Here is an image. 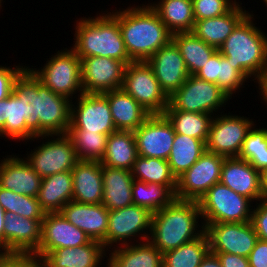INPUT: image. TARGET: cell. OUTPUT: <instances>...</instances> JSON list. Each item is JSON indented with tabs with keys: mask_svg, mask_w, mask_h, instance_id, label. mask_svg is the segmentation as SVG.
Wrapping results in <instances>:
<instances>
[{
	"mask_svg": "<svg viewBox=\"0 0 267 267\" xmlns=\"http://www.w3.org/2000/svg\"><path fill=\"white\" fill-rule=\"evenodd\" d=\"M67 135L73 142L78 160L101 162L109 135L83 130H68Z\"/></svg>",
	"mask_w": 267,
	"mask_h": 267,
	"instance_id": "40",
	"label": "cell"
},
{
	"mask_svg": "<svg viewBox=\"0 0 267 267\" xmlns=\"http://www.w3.org/2000/svg\"><path fill=\"white\" fill-rule=\"evenodd\" d=\"M75 106L71 102L70 127L68 130H83L110 135L116 131L108 99L103 94H78Z\"/></svg>",
	"mask_w": 267,
	"mask_h": 267,
	"instance_id": "15",
	"label": "cell"
},
{
	"mask_svg": "<svg viewBox=\"0 0 267 267\" xmlns=\"http://www.w3.org/2000/svg\"><path fill=\"white\" fill-rule=\"evenodd\" d=\"M54 136L57 138H54ZM47 137H52L53 140L48 139V141L44 142L45 144L43 143L36 147L34 151H31L30 155L27 154L28 156L25 160L41 178L71 171L79 160L69 136L67 134L43 135L36 136L32 140H40V138L43 140V138L46 139Z\"/></svg>",
	"mask_w": 267,
	"mask_h": 267,
	"instance_id": "10",
	"label": "cell"
},
{
	"mask_svg": "<svg viewBox=\"0 0 267 267\" xmlns=\"http://www.w3.org/2000/svg\"><path fill=\"white\" fill-rule=\"evenodd\" d=\"M224 159V156L205 151L177 178L176 199L198 202L214 184L220 182Z\"/></svg>",
	"mask_w": 267,
	"mask_h": 267,
	"instance_id": "12",
	"label": "cell"
},
{
	"mask_svg": "<svg viewBox=\"0 0 267 267\" xmlns=\"http://www.w3.org/2000/svg\"><path fill=\"white\" fill-rule=\"evenodd\" d=\"M237 3L236 0H192L195 21L222 16Z\"/></svg>",
	"mask_w": 267,
	"mask_h": 267,
	"instance_id": "44",
	"label": "cell"
},
{
	"mask_svg": "<svg viewBox=\"0 0 267 267\" xmlns=\"http://www.w3.org/2000/svg\"><path fill=\"white\" fill-rule=\"evenodd\" d=\"M42 220L6 214L5 252L8 255H33L39 249L41 242Z\"/></svg>",
	"mask_w": 267,
	"mask_h": 267,
	"instance_id": "20",
	"label": "cell"
},
{
	"mask_svg": "<svg viewBox=\"0 0 267 267\" xmlns=\"http://www.w3.org/2000/svg\"><path fill=\"white\" fill-rule=\"evenodd\" d=\"M251 222L258 239L267 241V198L260 200L259 204H256V208L254 206Z\"/></svg>",
	"mask_w": 267,
	"mask_h": 267,
	"instance_id": "46",
	"label": "cell"
},
{
	"mask_svg": "<svg viewBox=\"0 0 267 267\" xmlns=\"http://www.w3.org/2000/svg\"><path fill=\"white\" fill-rule=\"evenodd\" d=\"M198 204L204 223H245L252 218V201L221 182L214 184Z\"/></svg>",
	"mask_w": 267,
	"mask_h": 267,
	"instance_id": "6",
	"label": "cell"
},
{
	"mask_svg": "<svg viewBox=\"0 0 267 267\" xmlns=\"http://www.w3.org/2000/svg\"><path fill=\"white\" fill-rule=\"evenodd\" d=\"M177 185H160L134 179L132 200L134 205L149 209L152 213L160 211L175 199Z\"/></svg>",
	"mask_w": 267,
	"mask_h": 267,
	"instance_id": "36",
	"label": "cell"
},
{
	"mask_svg": "<svg viewBox=\"0 0 267 267\" xmlns=\"http://www.w3.org/2000/svg\"><path fill=\"white\" fill-rule=\"evenodd\" d=\"M60 51L46 61L43 69H29L52 92L71 100L74 94H83L81 59L72 48Z\"/></svg>",
	"mask_w": 267,
	"mask_h": 267,
	"instance_id": "7",
	"label": "cell"
},
{
	"mask_svg": "<svg viewBox=\"0 0 267 267\" xmlns=\"http://www.w3.org/2000/svg\"><path fill=\"white\" fill-rule=\"evenodd\" d=\"M60 213L84 231L91 240L102 242L108 230L109 210L103 204H84L69 201Z\"/></svg>",
	"mask_w": 267,
	"mask_h": 267,
	"instance_id": "22",
	"label": "cell"
},
{
	"mask_svg": "<svg viewBox=\"0 0 267 267\" xmlns=\"http://www.w3.org/2000/svg\"><path fill=\"white\" fill-rule=\"evenodd\" d=\"M126 66L108 57L81 58L83 93L103 94L121 88Z\"/></svg>",
	"mask_w": 267,
	"mask_h": 267,
	"instance_id": "16",
	"label": "cell"
},
{
	"mask_svg": "<svg viewBox=\"0 0 267 267\" xmlns=\"http://www.w3.org/2000/svg\"><path fill=\"white\" fill-rule=\"evenodd\" d=\"M229 114L213 116L206 142V151L225 158L239 156L246 135L254 124L247 117Z\"/></svg>",
	"mask_w": 267,
	"mask_h": 267,
	"instance_id": "13",
	"label": "cell"
},
{
	"mask_svg": "<svg viewBox=\"0 0 267 267\" xmlns=\"http://www.w3.org/2000/svg\"><path fill=\"white\" fill-rule=\"evenodd\" d=\"M231 98L221 88L211 82L190 75L183 86L170 97L168 107L164 111H185L196 113L217 112Z\"/></svg>",
	"mask_w": 267,
	"mask_h": 267,
	"instance_id": "8",
	"label": "cell"
},
{
	"mask_svg": "<svg viewBox=\"0 0 267 267\" xmlns=\"http://www.w3.org/2000/svg\"><path fill=\"white\" fill-rule=\"evenodd\" d=\"M0 162V187L18 194L37 197L42 178L31 165L16 155Z\"/></svg>",
	"mask_w": 267,
	"mask_h": 267,
	"instance_id": "23",
	"label": "cell"
},
{
	"mask_svg": "<svg viewBox=\"0 0 267 267\" xmlns=\"http://www.w3.org/2000/svg\"><path fill=\"white\" fill-rule=\"evenodd\" d=\"M138 157L134 132L116 130L107 139L106 151L101 165L131 171Z\"/></svg>",
	"mask_w": 267,
	"mask_h": 267,
	"instance_id": "31",
	"label": "cell"
},
{
	"mask_svg": "<svg viewBox=\"0 0 267 267\" xmlns=\"http://www.w3.org/2000/svg\"><path fill=\"white\" fill-rule=\"evenodd\" d=\"M209 252V239L204 232L198 238L162 254L163 267H199Z\"/></svg>",
	"mask_w": 267,
	"mask_h": 267,
	"instance_id": "37",
	"label": "cell"
},
{
	"mask_svg": "<svg viewBox=\"0 0 267 267\" xmlns=\"http://www.w3.org/2000/svg\"><path fill=\"white\" fill-rule=\"evenodd\" d=\"M248 13L233 29L218 51L246 79L257 78L267 65V34L253 23Z\"/></svg>",
	"mask_w": 267,
	"mask_h": 267,
	"instance_id": "5",
	"label": "cell"
},
{
	"mask_svg": "<svg viewBox=\"0 0 267 267\" xmlns=\"http://www.w3.org/2000/svg\"><path fill=\"white\" fill-rule=\"evenodd\" d=\"M250 267H267V241L258 239L248 256Z\"/></svg>",
	"mask_w": 267,
	"mask_h": 267,
	"instance_id": "48",
	"label": "cell"
},
{
	"mask_svg": "<svg viewBox=\"0 0 267 267\" xmlns=\"http://www.w3.org/2000/svg\"><path fill=\"white\" fill-rule=\"evenodd\" d=\"M261 178H262V192L264 198H267V170L261 173Z\"/></svg>",
	"mask_w": 267,
	"mask_h": 267,
	"instance_id": "55",
	"label": "cell"
},
{
	"mask_svg": "<svg viewBox=\"0 0 267 267\" xmlns=\"http://www.w3.org/2000/svg\"><path fill=\"white\" fill-rule=\"evenodd\" d=\"M121 88L150 114H163L168 107L169 97L146 61L127 64Z\"/></svg>",
	"mask_w": 267,
	"mask_h": 267,
	"instance_id": "9",
	"label": "cell"
},
{
	"mask_svg": "<svg viewBox=\"0 0 267 267\" xmlns=\"http://www.w3.org/2000/svg\"><path fill=\"white\" fill-rule=\"evenodd\" d=\"M211 253L248 257L258 240L252 222L203 223Z\"/></svg>",
	"mask_w": 267,
	"mask_h": 267,
	"instance_id": "14",
	"label": "cell"
},
{
	"mask_svg": "<svg viewBox=\"0 0 267 267\" xmlns=\"http://www.w3.org/2000/svg\"><path fill=\"white\" fill-rule=\"evenodd\" d=\"M152 216L153 213L149 209L134 204L109 211L108 230L102 241L103 247L111 248L113 244H116L114 247L127 245L135 236L141 237V242L148 241L150 234L145 231L149 230L151 233Z\"/></svg>",
	"mask_w": 267,
	"mask_h": 267,
	"instance_id": "11",
	"label": "cell"
},
{
	"mask_svg": "<svg viewBox=\"0 0 267 267\" xmlns=\"http://www.w3.org/2000/svg\"><path fill=\"white\" fill-rule=\"evenodd\" d=\"M199 217L202 219L197 201L175 199L171 204L153 213L149 241L162 254L176 249L205 232L204 225H201L199 230Z\"/></svg>",
	"mask_w": 267,
	"mask_h": 267,
	"instance_id": "3",
	"label": "cell"
},
{
	"mask_svg": "<svg viewBox=\"0 0 267 267\" xmlns=\"http://www.w3.org/2000/svg\"><path fill=\"white\" fill-rule=\"evenodd\" d=\"M172 41L179 49L190 75H195L217 51L192 32L172 34Z\"/></svg>",
	"mask_w": 267,
	"mask_h": 267,
	"instance_id": "34",
	"label": "cell"
},
{
	"mask_svg": "<svg viewBox=\"0 0 267 267\" xmlns=\"http://www.w3.org/2000/svg\"><path fill=\"white\" fill-rule=\"evenodd\" d=\"M72 172V201L84 204H102V165L97 161L79 160Z\"/></svg>",
	"mask_w": 267,
	"mask_h": 267,
	"instance_id": "24",
	"label": "cell"
},
{
	"mask_svg": "<svg viewBox=\"0 0 267 267\" xmlns=\"http://www.w3.org/2000/svg\"><path fill=\"white\" fill-rule=\"evenodd\" d=\"M0 136L22 141H32L36 137L26 126L23 98H18L13 92L0 101Z\"/></svg>",
	"mask_w": 267,
	"mask_h": 267,
	"instance_id": "32",
	"label": "cell"
},
{
	"mask_svg": "<svg viewBox=\"0 0 267 267\" xmlns=\"http://www.w3.org/2000/svg\"><path fill=\"white\" fill-rule=\"evenodd\" d=\"M97 17H82L75 26V44L72 49L81 59L89 56L108 57L124 62H133L124 45L119 21L111 13Z\"/></svg>",
	"mask_w": 267,
	"mask_h": 267,
	"instance_id": "4",
	"label": "cell"
},
{
	"mask_svg": "<svg viewBox=\"0 0 267 267\" xmlns=\"http://www.w3.org/2000/svg\"><path fill=\"white\" fill-rule=\"evenodd\" d=\"M199 267H222V265L217 255L209 252Z\"/></svg>",
	"mask_w": 267,
	"mask_h": 267,
	"instance_id": "52",
	"label": "cell"
},
{
	"mask_svg": "<svg viewBox=\"0 0 267 267\" xmlns=\"http://www.w3.org/2000/svg\"><path fill=\"white\" fill-rule=\"evenodd\" d=\"M219 258L222 267H250L248 257L228 253H213Z\"/></svg>",
	"mask_w": 267,
	"mask_h": 267,
	"instance_id": "49",
	"label": "cell"
},
{
	"mask_svg": "<svg viewBox=\"0 0 267 267\" xmlns=\"http://www.w3.org/2000/svg\"><path fill=\"white\" fill-rule=\"evenodd\" d=\"M205 151L206 143L204 141L176 133L167 159L170 170L176 179L187 171Z\"/></svg>",
	"mask_w": 267,
	"mask_h": 267,
	"instance_id": "35",
	"label": "cell"
},
{
	"mask_svg": "<svg viewBox=\"0 0 267 267\" xmlns=\"http://www.w3.org/2000/svg\"><path fill=\"white\" fill-rule=\"evenodd\" d=\"M163 115L172 124L174 132L207 142L213 116L209 113L164 111Z\"/></svg>",
	"mask_w": 267,
	"mask_h": 267,
	"instance_id": "38",
	"label": "cell"
},
{
	"mask_svg": "<svg viewBox=\"0 0 267 267\" xmlns=\"http://www.w3.org/2000/svg\"><path fill=\"white\" fill-rule=\"evenodd\" d=\"M108 248L102 242L91 240L75 247H65L48 252L41 261L46 267H100Z\"/></svg>",
	"mask_w": 267,
	"mask_h": 267,
	"instance_id": "25",
	"label": "cell"
},
{
	"mask_svg": "<svg viewBox=\"0 0 267 267\" xmlns=\"http://www.w3.org/2000/svg\"><path fill=\"white\" fill-rule=\"evenodd\" d=\"M246 78L235 69V65L228 62L227 59L219 52V78L218 86L230 98L236 93ZM237 90V91H236Z\"/></svg>",
	"mask_w": 267,
	"mask_h": 267,
	"instance_id": "43",
	"label": "cell"
},
{
	"mask_svg": "<svg viewBox=\"0 0 267 267\" xmlns=\"http://www.w3.org/2000/svg\"><path fill=\"white\" fill-rule=\"evenodd\" d=\"M91 238L71 224L60 212L46 213L42 220L41 242L33 256L41 260L48 252L65 247L81 246Z\"/></svg>",
	"mask_w": 267,
	"mask_h": 267,
	"instance_id": "18",
	"label": "cell"
},
{
	"mask_svg": "<svg viewBox=\"0 0 267 267\" xmlns=\"http://www.w3.org/2000/svg\"><path fill=\"white\" fill-rule=\"evenodd\" d=\"M103 200L109 210L121 209L133 204L131 171L102 165Z\"/></svg>",
	"mask_w": 267,
	"mask_h": 267,
	"instance_id": "28",
	"label": "cell"
},
{
	"mask_svg": "<svg viewBox=\"0 0 267 267\" xmlns=\"http://www.w3.org/2000/svg\"><path fill=\"white\" fill-rule=\"evenodd\" d=\"M0 205L6 214H17L29 219H44L46 212L37 197L18 194L0 187Z\"/></svg>",
	"mask_w": 267,
	"mask_h": 267,
	"instance_id": "42",
	"label": "cell"
},
{
	"mask_svg": "<svg viewBox=\"0 0 267 267\" xmlns=\"http://www.w3.org/2000/svg\"><path fill=\"white\" fill-rule=\"evenodd\" d=\"M0 267H23V255H7L0 262Z\"/></svg>",
	"mask_w": 267,
	"mask_h": 267,
	"instance_id": "50",
	"label": "cell"
},
{
	"mask_svg": "<svg viewBox=\"0 0 267 267\" xmlns=\"http://www.w3.org/2000/svg\"><path fill=\"white\" fill-rule=\"evenodd\" d=\"M254 82H258V89L261 90L259 94L263 97L262 100L267 102V65L263 68L261 75Z\"/></svg>",
	"mask_w": 267,
	"mask_h": 267,
	"instance_id": "51",
	"label": "cell"
},
{
	"mask_svg": "<svg viewBox=\"0 0 267 267\" xmlns=\"http://www.w3.org/2000/svg\"><path fill=\"white\" fill-rule=\"evenodd\" d=\"M253 124L246 135L238 158L248 161L258 172L267 170V129Z\"/></svg>",
	"mask_w": 267,
	"mask_h": 267,
	"instance_id": "41",
	"label": "cell"
},
{
	"mask_svg": "<svg viewBox=\"0 0 267 267\" xmlns=\"http://www.w3.org/2000/svg\"><path fill=\"white\" fill-rule=\"evenodd\" d=\"M195 76L207 82L218 85L219 78V51L217 50L209 59L208 63L202 67Z\"/></svg>",
	"mask_w": 267,
	"mask_h": 267,
	"instance_id": "47",
	"label": "cell"
},
{
	"mask_svg": "<svg viewBox=\"0 0 267 267\" xmlns=\"http://www.w3.org/2000/svg\"><path fill=\"white\" fill-rule=\"evenodd\" d=\"M6 212L0 205V245L3 247L5 252V232H4V220H5Z\"/></svg>",
	"mask_w": 267,
	"mask_h": 267,
	"instance_id": "54",
	"label": "cell"
},
{
	"mask_svg": "<svg viewBox=\"0 0 267 267\" xmlns=\"http://www.w3.org/2000/svg\"><path fill=\"white\" fill-rule=\"evenodd\" d=\"M241 4L238 2L222 16L195 21L191 32L218 50L235 26L249 13L240 6Z\"/></svg>",
	"mask_w": 267,
	"mask_h": 267,
	"instance_id": "26",
	"label": "cell"
},
{
	"mask_svg": "<svg viewBox=\"0 0 267 267\" xmlns=\"http://www.w3.org/2000/svg\"><path fill=\"white\" fill-rule=\"evenodd\" d=\"M2 249V250H1ZM3 251V252H2ZM8 254L4 252L3 247L0 245V262L7 256Z\"/></svg>",
	"mask_w": 267,
	"mask_h": 267,
	"instance_id": "56",
	"label": "cell"
},
{
	"mask_svg": "<svg viewBox=\"0 0 267 267\" xmlns=\"http://www.w3.org/2000/svg\"><path fill=\"white\" fill-rule=\"evenodd\" d=\"M23 267H46L45 264L33 255H23Z\"/></svg>",
	"mask_w": 267,
	"mask_h": 267,
	"instance_id": "53",
	"label": "cell"
},
{
	"mask_svg": "<svg viewBox=\"0 0 267 267\" xmlns=\"http://www.w3.org/2000/svg\"><path fill=\"white\" fill-rule=\"evenodd\" d=\"M25 68L19 65L15 68L0 66V101L10 96L15 79Z\"/></svg>",
	"mask_w": 267,
	"mask_h": 267,
	"instance_id": "45",
	"label": "cell"
},
{
	"mask_svg": "<svg viewBox=\"0 0 267 267\" xmlns=\"http://www.w3.org/2000/svg\"><path fill=\"white\" fill-rule=\"evenodd\" d=\"M175 134L172 124L163 114H151L134 131L138 156L167 160Z\"/></svg>",
	"mask_w": 267,
	"mask_h": 267,
	"instance_id": "17",
	"label": "cell"
},
{
	"mask_svg": "<svg viewBox=\"0 0 267 267\" xmlns=\"http://www.w3.org/2000/svg\"><path fill=\"white\" fill-rule=\"evenodd\" d=\"M12 92L23 98L26 126L35 136L67 134L72 100L52 92L28 67L15 79Z\"/></svg>",
	"mask_w": 267,
	"mask_h": 267,
	"instance_id": "1",
	"label": "cell"
},
{
	"mask_svg": "<svg viewBox=\"0 0 267 267\" xmlns=\"http://www.w3.org/2000/svg\"><path fill=\"white\" fill-rule=\"evenodd\" d=\"M220 182L251 201L264 198L261 173L238 157L224 159Z\"/></svg>",
	"mask_w": 267,
	"mask_h": 267,
	"instance_id": "21",
	"label": "cell"
},
{
	"mask_svg": "<svg viewBox=\"0 0 267 267\" xmlns=\"http://www.w3.org/2000/svg\"><path fill=\"white\" fill-rule=\"evenodd\" d=\"M72 172L65 171L42 178L37 200L46 213H56L72 201Z\"/></svg>",
	"mask_w": 267,
	"mask_h": 267,
	"instance_id": "30",
	"label": "cell"
},
{
	"mask_svg": "<svg viewBox=\"0 0 267 267\" xmlns=\"http://www.w3.org/2000/svg\"><path fill=\"white\" fill-rule=\"evenodd\" d=\"M103 95L108 99L116 130L134 132L151 115L122 88Z\"/></svg>",
	"mask_w": 267,
	"mask_h": 267,
	"instance_id": "27",
	"label": "cell"
},
{
	"mask_svg": "<svg viewBox=\"0 0 267 267\" xmlns=\"http://www.w3.org/2000/svg\"><path fill=\"white\" fill-rule=\"evenodd\" d=\"M117 246L109 254L108 267H163L162 253L149 240ZM111 255V256H110ZM106 266V267H107Z\"/></svg>",
	"mask_w": 267,
	"mask_h": 267,
	"instance_id": "29",
	"label": "cell"
},
{
	"mask_svg": "<svg viewBox=\"0 0 267 267\" xmlns=\"http://www.w3.org/2000/svg\"><path fill=\"white\" fill-rule=\"evenodd\" d=\"M162 90L170 97L190 76L179 49L171 40L147 61Z\"/></svg>",
	"mask_w": 267,
	"mask_h": 267,
	"instance_id": "19",
	"label": "cell"
},
{
	"mask_svg": "<svg viewBox=\"0 0 267 267\" xmlns=\"http://www.w3.org/2000/svg\"><path fill=\"white\" fill-rule=\"evenodd\" d=\"M131 174L134 179L160 185H177V179L170 170L167 160L138 156Z\"/></svg>",
	"mask_w": 267,
	"mask_h": 267,
	"instance_id": "39",
	"label": "cell"
},
{
	"mask_svg": "<svg viewBox=\"0 0 267 267\" xmlns=\"http://www.w3.org/2000/svg\"><path fill=\"white\" fill-rule=\"evenodd\" d=\"M149 5L172 34L192 31L195 23L192 0H160Z\"/></svg>",
	"mask_w": 267,
	"mask_h": 267,
	"instance_id": "33",
	"label": "cell"
},
{
	"mask_svg": "<svg viewBox=\"0 0 267 267\" xmlns=\"http://www.w3.org/2000/svg\"><path fill=\"white\" fill-rule=\"evenodd\" d=\"M112 14L119 21L126 51L133 62L147 61L172 40V33L148 4L116 9Z\"/></svg>",
	"mask_w": 267,
	"mask_h": 267,
	"instance_id": "2",
	"label": "cell"
}]
</instances>
